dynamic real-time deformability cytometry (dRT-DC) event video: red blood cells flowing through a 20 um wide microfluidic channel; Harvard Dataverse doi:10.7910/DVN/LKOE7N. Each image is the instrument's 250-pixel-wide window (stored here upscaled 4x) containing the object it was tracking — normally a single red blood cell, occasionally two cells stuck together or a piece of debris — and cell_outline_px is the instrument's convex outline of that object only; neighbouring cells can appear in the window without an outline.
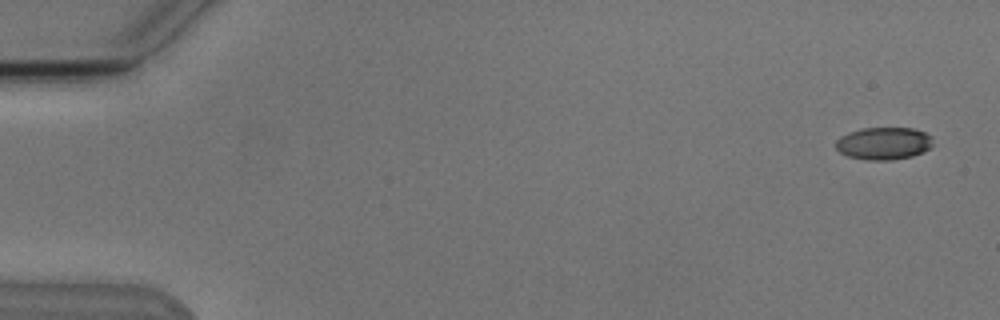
{"species": "Egyptian fruit bat (a non-hibernating species)", "species_latin": "Rousettus aegyptiacus", "temperature_condition": "cold", "stored_images_in_passage": 7, "camera_frame_rate_fps": 3000, "um_per_image_px": 0.085, "animal": {"sex": "male"}, "frame": {"image": 1, "passage_image": 1, "time_ms": 0.0, "image_size_px": [1000, 320], "cell_outline_px": [[932, 144], [924, 152], [912, 156], [892, 160], [864, 160], [848, 156], [840, 152], [836, 148], [836, 140], [840, 136], [848, 132], [860, 128], [912, 128], [924, 132], [932, 136]], "centroid_in_image_um": [75.1, 12.19], "position_along_channel_um": 9.9, "area_um2": 18.5}}
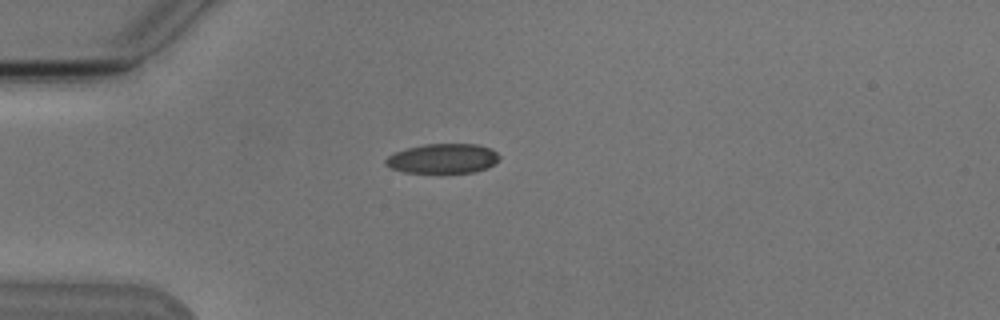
{"frame": {"image": 2, "passage_image": 4, "time_ms": 4.333, "image_size_px": [1000, 320], "cell_outline_px": [[500, 160], [496, 164], [488, 168], [472, 172], [404, 172], [392, 168], [384, 164], [384, 160], [388, 156], [396, 152], [408, 148], [424, 144], [480, 144], [492, 148], [500, 156]], "centroid_in_image_um": [37.7, 13.46], "position_along_channel_um": 47.3, "area_um2": 19.71}}
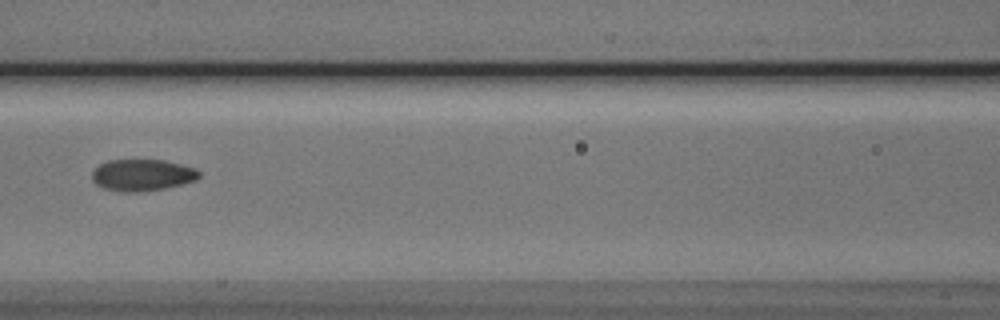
{"frame": {"image": 3, "passage_image": 7, "time_ms": 7.667, "image_size_px": [1000, 320], "cell_outline_px": [[200, 176], [196, 180], [164, 188], [136, 192], [124, 192], [104, 188], [96, 184], [92, 180], [92, 172], [100, 164], [108, 160], [164, 160], [180, 164], [192, 168], [200, 172]], "centroid_in_image_um": [12.06, 14.87], "position_along_channel_um": 154.5, "area_um2": 19.48}}